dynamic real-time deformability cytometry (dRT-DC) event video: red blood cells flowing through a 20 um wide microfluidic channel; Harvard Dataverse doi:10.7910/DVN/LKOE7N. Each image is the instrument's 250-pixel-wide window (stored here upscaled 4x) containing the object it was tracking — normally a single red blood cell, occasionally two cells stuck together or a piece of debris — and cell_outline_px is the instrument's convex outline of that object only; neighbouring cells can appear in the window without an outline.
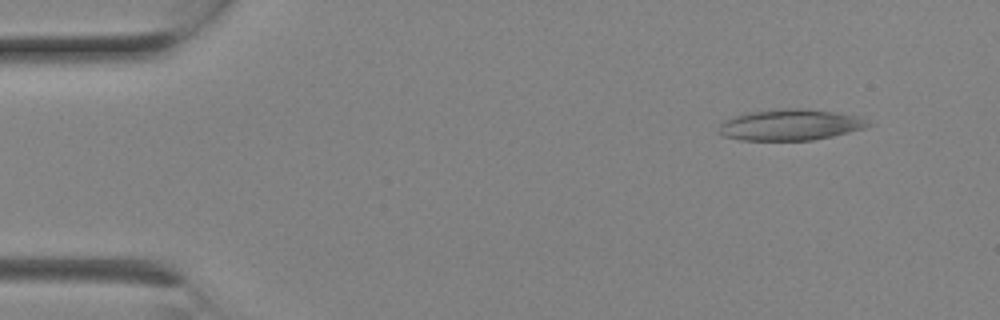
{"species": "Egyptian fruit bat (a non-hibernating species)", "species_latin": "Rousettus aegyptiacus", "temperature_condition": "room temperature", "stored_images_in_passage": 6, "camera_frame_rate_fps": 3000, "um_per_image_px": 0.085, "animal": {"sex": "female"}, "frame": {"image": 1, "passage_image": 2, "time_ms": 0.333, "image_size_px": [1000, 320], "cell_outline_px": [[876, 124], [864, 128], [832, 136], [812, 140], [740, 140], [724, 136], [720, 132], [720, 124], [724, 120], [732, 116], [748, 112], [780, 108], [808, 108], [856, 116]], "centroid_in_image_um": [67.17, 10.6], "position_along_channel_um": 17.8, "area_um2": 27.05}}
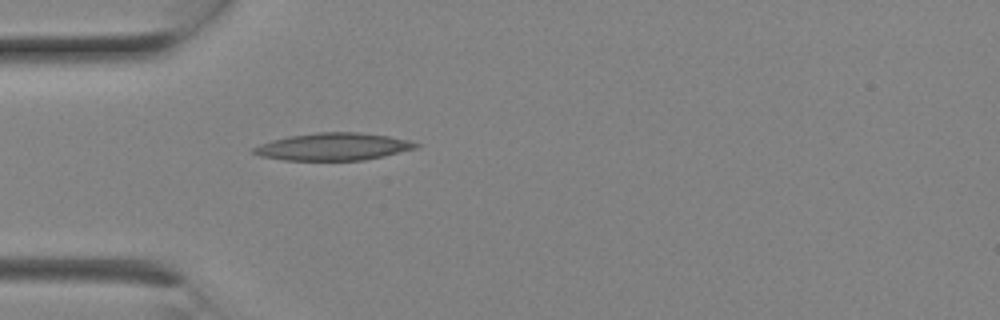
{"frame": {"image": 2, "passage_image": 6, "time_ms": 1.667, "image_size_px": [1000, 320], "cell_outline_px": [[420, 144], [416, 148], [384, 156], [364, 160], [284, 160], [260, 156], [252, 152], [252, 148], [260, 144], [272, 140], [288, 136], [320, 132], [360, 132], [388, 136], [408, 140]], "centroid_in_image_um": [28.32, 12.46], "position_along_channel_um": 56.7, "area_um2": 25.78}}